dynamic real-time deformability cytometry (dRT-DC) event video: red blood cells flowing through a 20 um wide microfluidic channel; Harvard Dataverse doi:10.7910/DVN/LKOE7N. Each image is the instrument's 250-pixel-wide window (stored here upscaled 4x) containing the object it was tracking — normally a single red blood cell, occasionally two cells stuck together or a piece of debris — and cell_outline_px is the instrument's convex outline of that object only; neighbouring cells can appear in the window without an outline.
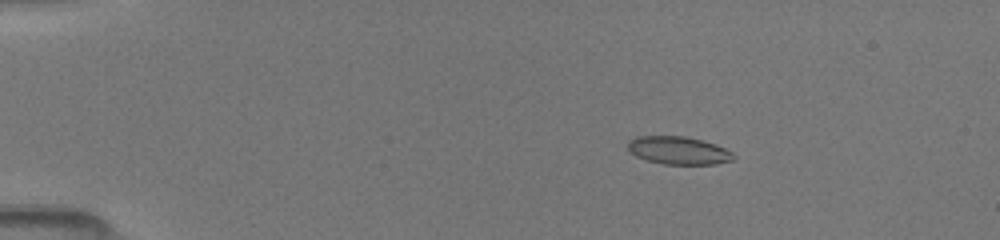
{"species": "common noctule bat (a hibernating species)", "species_latin": "Nyctalus noctula", "temperature_condition": "room temperature", "stored_images_in_passage": 12, "camera_frame_rate_fps": 3000, "um_per_image_px": 0.085, "animal": {"sex": "female", "body_mass_g": 19.5, "forearm_length_mm": 54.1}, "frame": {"image": 1, "passage_image": 5, "time_ms": 2.333, "image_size_px": [1000, 240], "cell_outline_px": [[736, 156], [732, 160], [716, 164], [664, 164], [648, 160], [636, 156], [628, 148], [628, 140], [636, 136], [684, 136], [716, 144], [732, 152]], "centroid_in_image_um": [57.68, 12.78], "position_along_channel_um": 27.3, "area_um2": 17.05}}
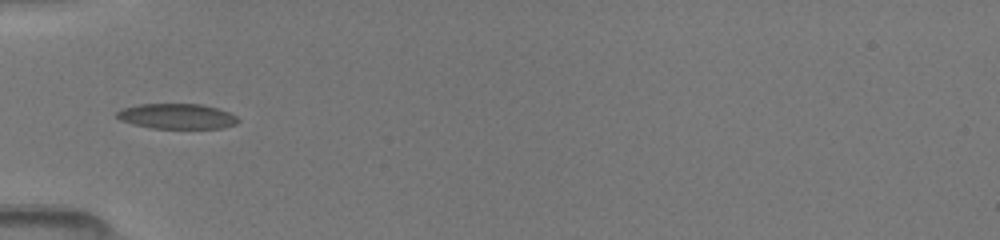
{"frame": {"image": 2, "passage_image": 10, "time_ms": 5.333, "image_size_px": [1000, 240], "cell_outline_px": [[240, 120], [236, 124], [220, 128], [152, 128], [132, 124], [120, 120], [116, 116], [116, 112], [120, 108], [140, 104], [200, 104], [216, 108], [228, 112], [236, 116]], "centroid_in_image_um": [15.0, 9.88], "position_along_channel_um": 70.0, "area_um2": 17.8}}
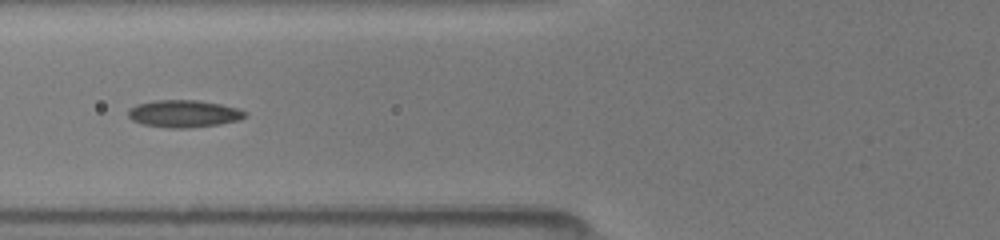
{"frame": {"image": 3, "passage_image": 11, "time_ms": 6.333, "image_size_px": [1000, 240], "cell_outline_px": [[248, 116], [240, 120], [220, 124], [188, 128], [168, 128], [144, 124], [132, 120], [128, 116], [128, 108], [136, 104], [156, 100], [200, 100], [240, 108], [248, 112]], "centroid_in_image_um": [15.67, 9.66], "position_along_channel_um": 110.1, "area_um2": 18.84}}